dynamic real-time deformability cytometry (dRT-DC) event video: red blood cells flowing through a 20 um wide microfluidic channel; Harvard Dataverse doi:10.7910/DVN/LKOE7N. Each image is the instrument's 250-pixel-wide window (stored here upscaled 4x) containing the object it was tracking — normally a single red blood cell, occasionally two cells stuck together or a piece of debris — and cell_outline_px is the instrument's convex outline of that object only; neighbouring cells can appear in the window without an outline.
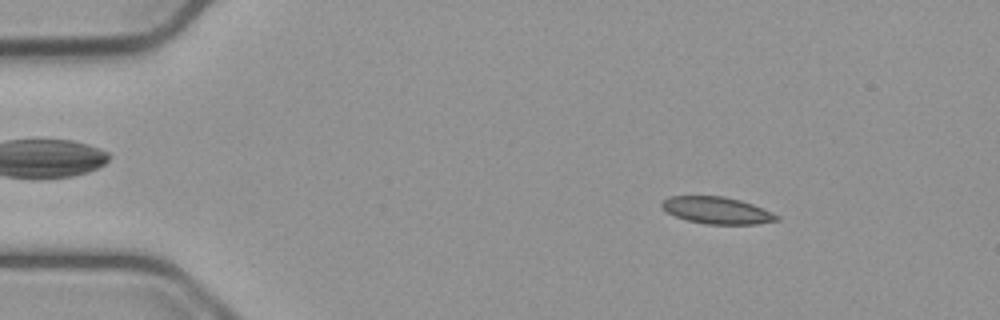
{"species": "common noctule bat (a hibernating species)", "species_latin": "Nyctalus noctula", "temperature_condition": "cold", "stored_images_in_passage": 54, "camera_frame_rate_fps": 3000, "um_per_image_px": 0.085, "animal": {"sex": "male", "body_mass_g": 23.1, "forearm_length_mm": 52.7}, "frame": {"image": 1, "passage_image": 8, "time_ms": 2.333, "image_size_px": [1000, 320], "cell_outline_px": [[780, 220], [756, 224], [704, 224], [688, 220], [676, 216], [668, 212], [660, 204], [668, 196], [724, 196], [740, 200], [764, 208], [780, 216]], "centroid_in_image_um": [60.98, 17.88], "position_along_channel_um": 24.0, "area_um2": 17.98}}
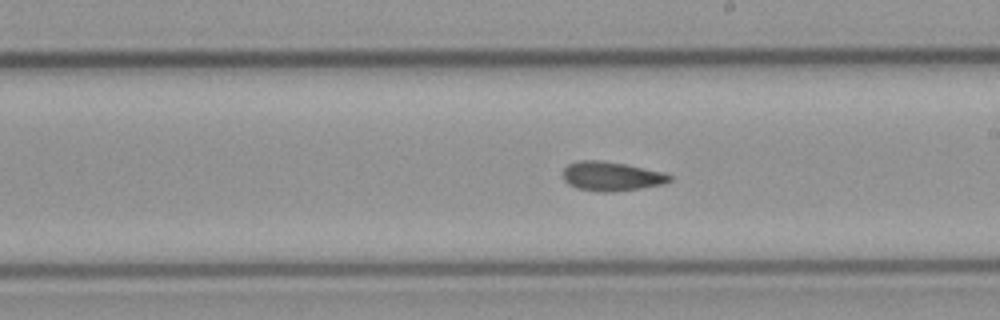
{"frame": {"image": 2, "passage_image": 31, "time_ms": 10.0, "image_size_px": [1000, 320], "cell_outline_px": [[672, 180], [664, 184], [640, 188], [612, 192], [600, 192], [576, 188], [568, 184], [564, 180], [564, 168], [568, 164], [580, 160], [600, 160], [624, 164], [664, 172], [672, 176]], "centroid_in_image_um": [51.97, 14.99], "position_along_channel_um": 237.0, "area_um2": 18.15}}
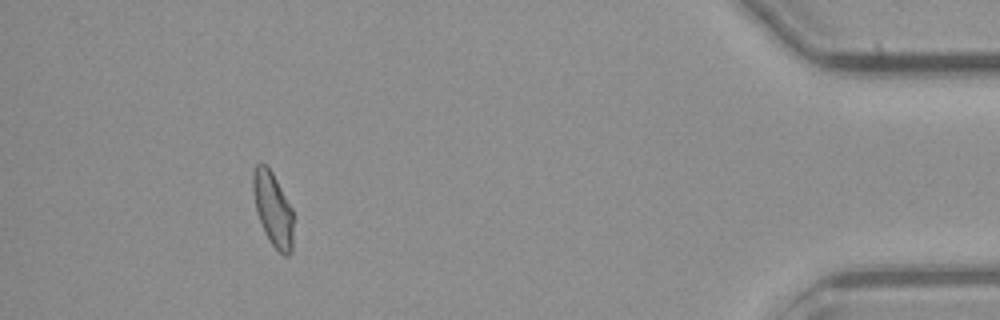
{"frame": {"image": 3, "passage_image": 50, "time_ms": 16.333, "image_size_px": [1000, 320], "cell_outline_px": [[292, 252], [288, 256], [284, 256], [272, 244], [264, 232], [256, 212], [252, 188], [252, 172], [256, 164], [264, 164], [272, 172], [292, 208]], "centroid_in_image_um": [23.18, 17.77], "position_along_channel_um": 412.0, "area_um2": 17.28}, "authors_computed_cell_mechanics": {"area_um2": 17.9758, "velocity_mm_per_s": 3.7656, "shape_relaxation_time_tau1_ms": 8.9835, "shape_relaxation_time_tau2_ms": 3.5731, "deformation_change_tau1": 0.1762, "deformation_change_tau2": 0.1013}}